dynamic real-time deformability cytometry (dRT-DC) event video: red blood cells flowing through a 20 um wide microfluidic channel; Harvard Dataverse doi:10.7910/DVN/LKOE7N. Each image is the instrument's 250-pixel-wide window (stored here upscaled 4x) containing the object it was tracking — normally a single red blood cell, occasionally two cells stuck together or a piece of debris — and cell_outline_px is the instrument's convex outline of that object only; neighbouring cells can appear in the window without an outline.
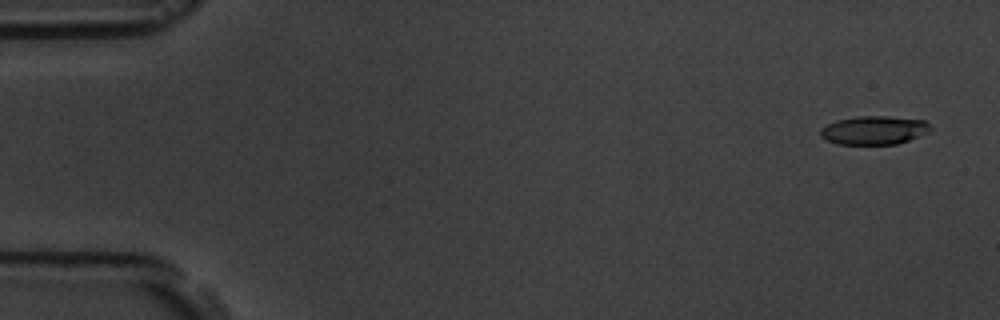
{"species": "common noctule bat (a hibernating species)", "species_latin": "Nyctalus noctula", "temperature_condition": "room temperature", "stored_images_in_passage": 5, "camera_frame_rate_fps": 3000, "um_per_image_px": 0.085, "animal": {"sex": "male", "body_mass_g": 19.5, "forearm_length_mm": 54.6}, "frame": {"image": 1, "passage_image": 1, "time_ms": 0.0, "image_size_px": [1000, 320], "cell_outline_px": [[932, 128], [928, 132], [908, 140], [896, 144], [836, 144], [820, 136], [820, 128], [836, 120], [860, 116], [888, 116], [924, 120]], "centroid_in_image_um": [74.27, 11.06], "position_along_channel_um": 10.7, "area_um2": 18.21}}
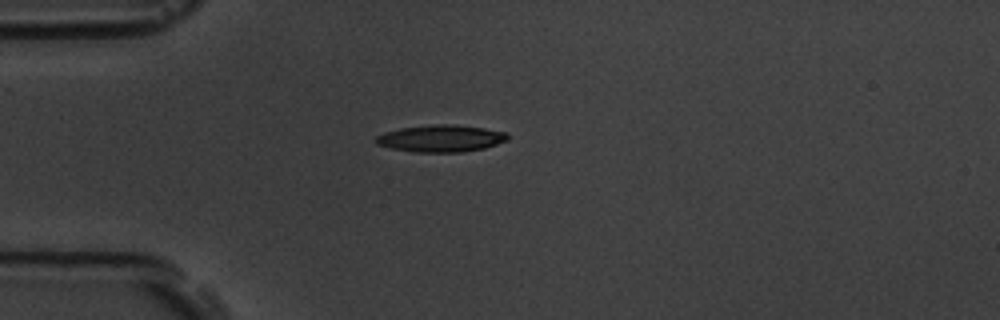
{"frame": {"image": 2, "passage_image": 5, "time_ms": 4.333, "image_size_px": [1000, 320], "cell_outline_px": [[508, 140], [484, 148], [460, 152], [416, 152], [392, 148], [376, 144], [376, 136], [384, 132], [400, 128], [436, 124], [452, 124], [484, 128], [508, 132]], "centroid_in_image_um": [37.49, 11.76], "position_along_channel_um": 47.5, "area_um2": 20.63}}